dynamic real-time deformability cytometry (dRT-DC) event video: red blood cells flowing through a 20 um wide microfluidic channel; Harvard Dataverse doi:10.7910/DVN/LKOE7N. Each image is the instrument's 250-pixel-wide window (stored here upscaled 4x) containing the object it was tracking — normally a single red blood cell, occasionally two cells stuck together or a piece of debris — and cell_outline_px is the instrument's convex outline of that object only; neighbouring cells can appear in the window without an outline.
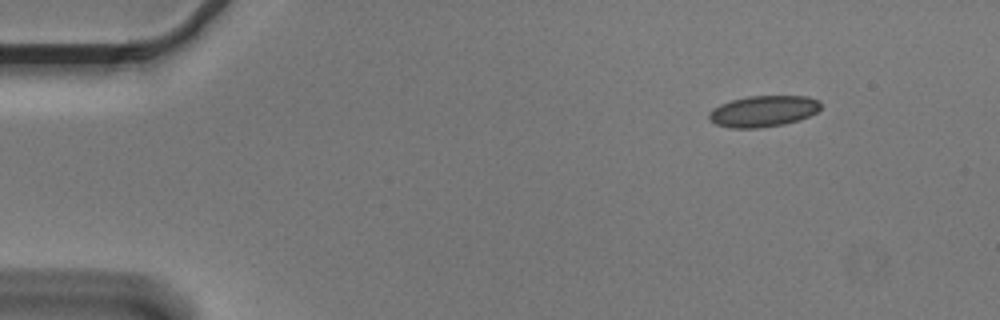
{"species": "Egyptian fruit bat (a non-hibernating species)", "species_latin": "Rousettus aegyptiacus", "temperature_condition": "cold", "stored_images_in_passage": 9, "camera_frame_rate_fps": 3000, "um_per_image_px": 0.085, "animal": {"sex": "male"}, "frame": {"image": 1, "passage_image": 1, "time_ms": 0.0, "image_size_px": [1000, 320], "cell_outline_px": [[820, 108], [816, 112], [800, 120], [784, 124], [760, 128], [732, 128], [716, 124], [708, 120], [708, 112], [712, 108], [720, 104], [732, 100], [748, 96], [808, 96], [820, 100]], "centroid_in_image_um": [64.86, 9.45], "position_along_channel_um": 20.1, "area_um2": 20.46}}